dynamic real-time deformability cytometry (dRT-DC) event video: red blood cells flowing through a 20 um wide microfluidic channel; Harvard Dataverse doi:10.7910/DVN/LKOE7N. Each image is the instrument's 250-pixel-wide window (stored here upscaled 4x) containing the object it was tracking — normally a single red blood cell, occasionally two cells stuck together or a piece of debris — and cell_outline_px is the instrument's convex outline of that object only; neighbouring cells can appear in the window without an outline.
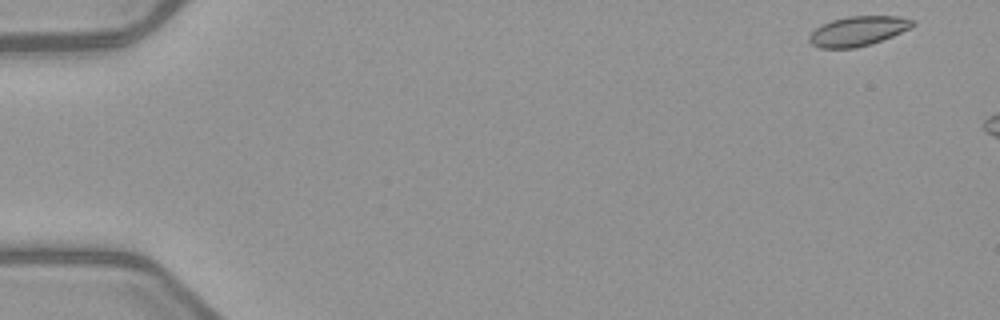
{"species": "common noctule bat (a hibernating species)", "species_latin": "Nyctalus noctula", "temperature_condition": "warm", "stored_images_in_passage": 2, "camera_frame_rate_fps": 3000, "um_per_image_px": 0.085, "animal": {"sex": "female", "body_mass_g": 21.9}, "frame": {"image": 1, "passage_image": 1, "time_ms": 0.0, "image_size_px": [1000, 320], "cell_outline_px": [[916, 24], [892, 36], [872, 44], [856, 48], [820, 48], [812, 44], [808, 40], [808, 36], [816, 28], [832, 20], [848, 16], [900, 16], [912, 20]], "centroid_in_image_um": [72.91, 2.65], "position_along_channel_um": 12.1, "area_um2": 17.74}}